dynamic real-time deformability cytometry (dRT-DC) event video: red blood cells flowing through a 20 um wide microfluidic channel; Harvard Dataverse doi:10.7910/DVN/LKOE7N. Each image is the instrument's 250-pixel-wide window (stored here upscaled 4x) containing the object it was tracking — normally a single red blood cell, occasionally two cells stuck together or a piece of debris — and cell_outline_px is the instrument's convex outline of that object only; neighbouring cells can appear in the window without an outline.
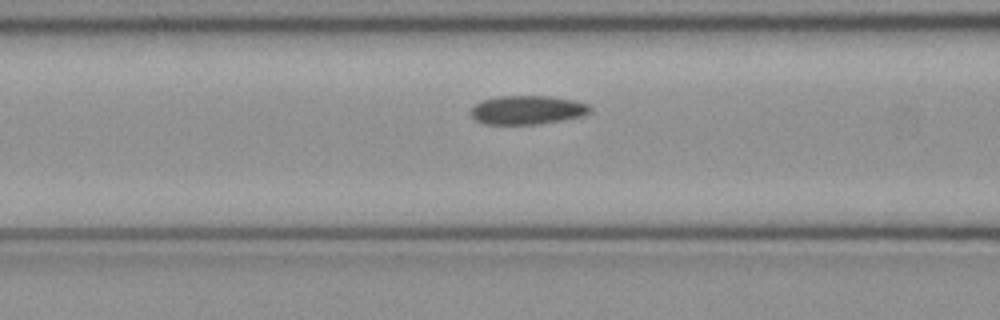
{"species": "common noctule bat (a hibernating species)", "species_latin": "Nyctalus noctula", "temperature_condition": "cold", "stored_images_in_passage": 44, "camera_frame_rate_fps": 3000, "um_per_image_px": 0.085, "animal": {"sex": "female", "body_mass_g": 21.9}, "frame": {"image": 1, "passage_image": 13, "time_ms": 4.0, "image_size_px": [1000, 320], "cell_outline_px": [[592, 112], [580, 116], [560, 120], [536, 124], [484, 124], [476, 120], [468, 112], [472, 104], [480, 100], [500, 96], [548, 96], [572, 100], [588, 104], [592, 108]], "centroid_in_image_um": [44.75, 9.34], "position_along_channel_um": 121.9, "area_um2": 20.11}}
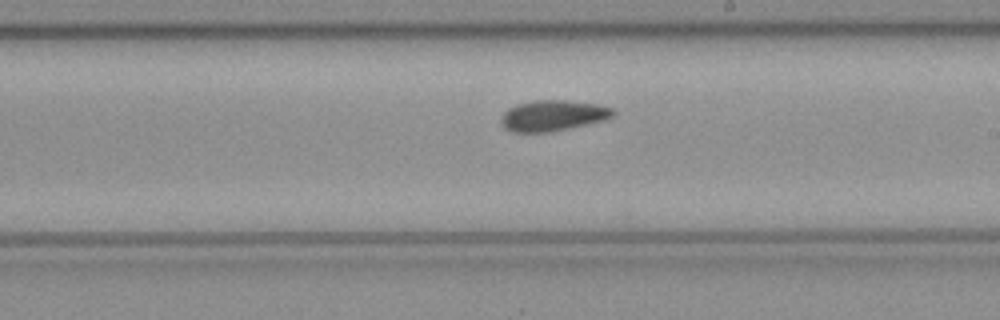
{"frame": {"image": 2, "passage_image": 22, "time_ms": 7.0, "image_size_px": [1000, 320], "cell_outline_px": [[616, 112], [612, 116], [604, 120], [568, 128], [548, 132], [512, 132], [504, 128], [500, 120], [504, 112], [508, 108], [516, 104], [536, 100], [564, 100], [596, 104], [612, 108]], "centroid_in_image_um": [46.96, 9.82], "position_along_channel_um": 242.0, "area_um2": 19.94}}
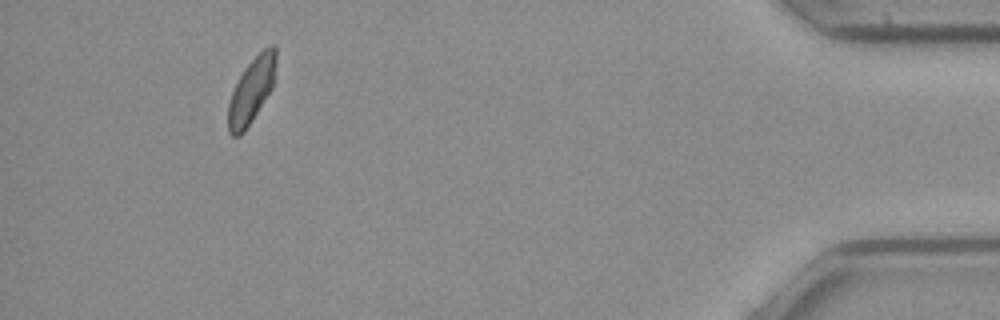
{"frame": {"image": 3, "passage_image": 40, "time_ms": 13.0, "image_size_px": [1000, 320], "cell_outline_px": [[276, 64], [272, 88], [252, 120], [244, 132], [240, 136], [232, 136], [228, 132], [228, 104], [232, 92], [244, 68], [264, 48], [272, 44], [276, 44]], "centroid_in_image_um": [21.38, 7.69], "position_along_channel_um": 413.8, "area_um2": 18.03}}